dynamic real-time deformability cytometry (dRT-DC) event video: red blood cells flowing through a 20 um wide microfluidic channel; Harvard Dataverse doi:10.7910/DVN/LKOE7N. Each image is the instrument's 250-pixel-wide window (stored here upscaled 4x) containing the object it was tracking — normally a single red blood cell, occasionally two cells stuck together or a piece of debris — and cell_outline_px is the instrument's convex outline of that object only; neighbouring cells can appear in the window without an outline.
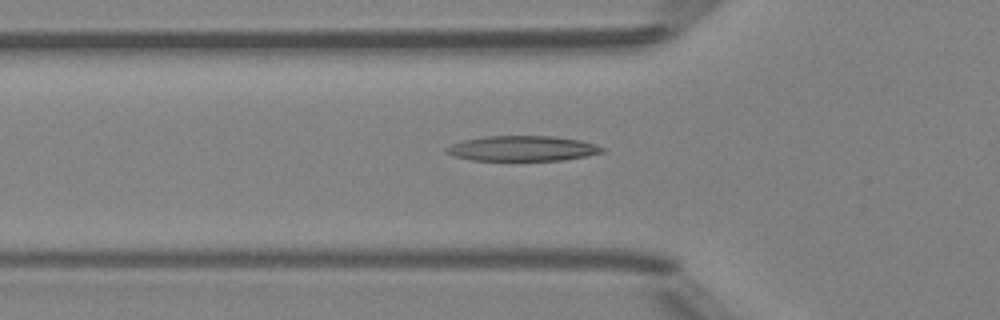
{"species": "Egyptian fruit bat (a non-hibernating species)", "species_latin": "Rousettus aegyptiacus", "temperature_condition": "room temperature", "stored_images_in_passage": 46, "camera_frame_rate_fps": 3000, "um_per_image_px": 0.085, "animal": {"sex": "female"}, "frame": {"image": 1, "passage_image": 17, "time_ms": 5.333, "image_size_px": [1000, 320], "cell_outline_px": [[604, 152], [588, 156], [564, 160], [472, 160], [452, 156], [448, 152], [448, 148], [452, 144], [464, 140], [488, 136], [552, 136], [580, 140], [596, 144], [604, 148]], "centroid_in_image_um": [44.47, 12.62], "position_along_channel_um": 81.3, "area_um2": 22.72}}
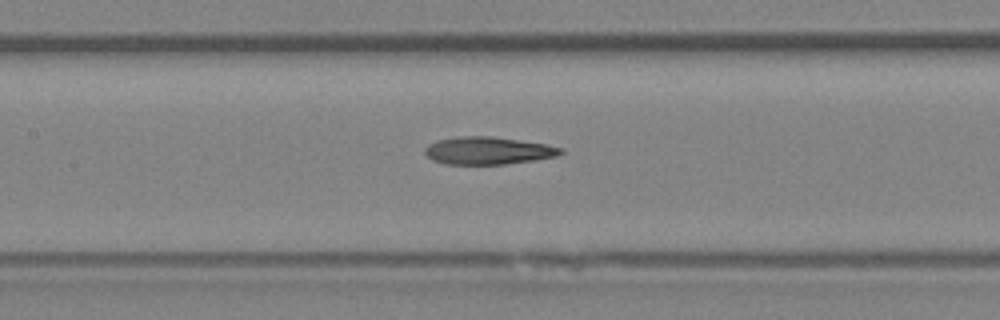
{"frame": {"image": 2, "passage_image": 23, "time_ms": 7.333, "image_size_px": [1000, 320], "cell_outline_px": [[564, 152], [556, 156], [532, 160], [504, 164], [444, 164], [432, 160], [424, 152], [424, 148], [428, 144], [436, 140], [456, 136], [492, 136], [548, 144], [564, 148]], "centroid_in_image_um": [41.46, 12.79], "position_along_channel_um": 165.9, "area_um2": 21.96}}
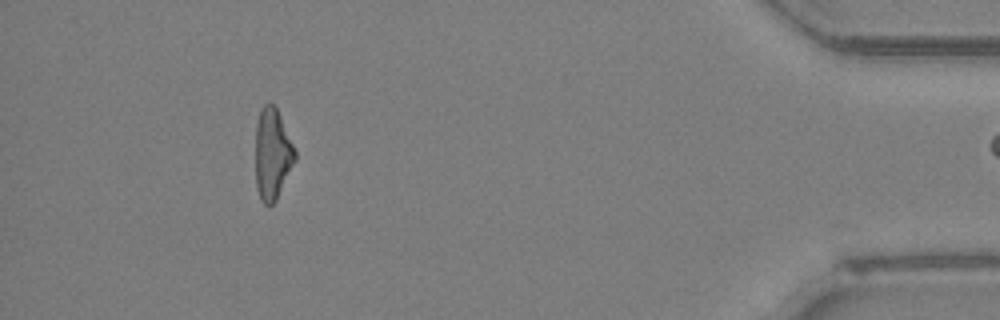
{"frame": {"image": 3, "passage_image": 45, "time_ms": 14.667, "image_size_px": [1000, 320], "cell_outline_px": [[296, 160], [276, 200], [272, 204], [264, 204], [260, 200], [256, 188], [256, 124], [260, 108], [264, 104], [272, 104], [276, 108], [280, 116], [296, 152]], "centroid_in_image_um": [23.14, 13.11], "position_along_channel_um": 412.1, "area_um2": 20.87}}